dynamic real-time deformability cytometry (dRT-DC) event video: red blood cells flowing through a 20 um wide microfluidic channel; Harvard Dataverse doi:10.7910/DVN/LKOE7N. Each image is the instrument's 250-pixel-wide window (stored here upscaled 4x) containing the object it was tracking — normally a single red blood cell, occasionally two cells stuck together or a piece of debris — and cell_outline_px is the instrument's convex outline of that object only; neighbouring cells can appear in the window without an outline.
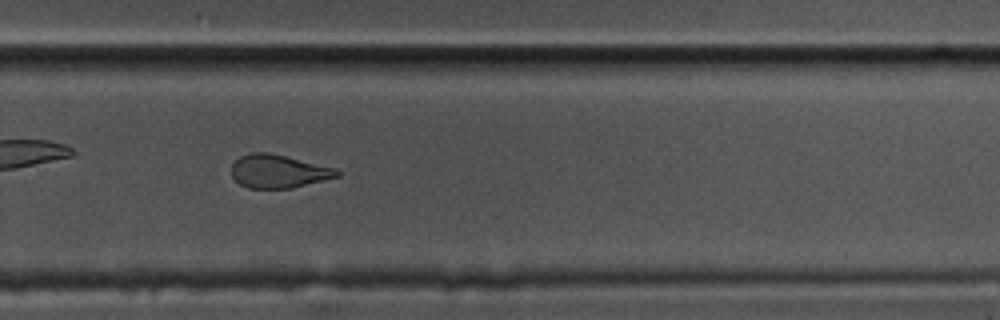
{"species": "common noctule bat (a hibernating species)", "species_latin": "Nyctalus noctula", "temperature_condition": "cold", "stored_images_in_passage": 46, "camera_frame_rate_fps": 3000, "um_per_image_px": 0.085, "animal": {"sex": "male", "body_mass_g": 17.5, "forearm_length_mm": 52.3}, "frame": {"image": 1, "passage_image": 27, "time_ms": 8.667, "image_size_px": [1000, 320], "cell_outline_px": [[340, 176], [292, 188], [248, 188], [240, 184], [232, 176], [232, 164], [240, 156], [252, 152], [268, 152], [336, 168], [340, 172]], "centroid_in_image_um": [23.66, 14.56], "position_along_channel_um": 306.1, "area_um2": 20.35}}
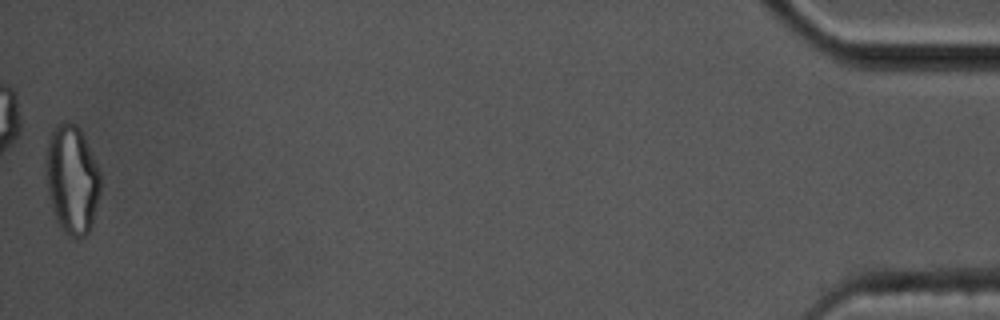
{"frame": {"image": 2, "passage_image": 46, "time_ms": 15.0, "image_size_px": [1000, 320], "cell_outline_px": [[100, 192], [92, 224], [88, 232], [84, 236], [76, 240], [64, 232], [60, 228], [56, 220], [52, 208], [48, 192], [44, 164], [48, 140], [56, 124], [64, 120], [76, 124], [80, 128], [84, 136], [100, 172]], "centroid_in_image_um": [6.1, 15.25], "position_along_channel_um": 429.1, "area_um2": 34.91}, "authors_computed_cell_mechanics": {"area_um2": 22.0507, "velocity_mm_per_s": 3.4443, "shape_relaxation_time_tau1_ms": 6.273, "shape_relaxation_time_tau2_ms": 2.408, "deformation_change_tau1": 0.1728, "deformation_change_tau2": 0.0857}}